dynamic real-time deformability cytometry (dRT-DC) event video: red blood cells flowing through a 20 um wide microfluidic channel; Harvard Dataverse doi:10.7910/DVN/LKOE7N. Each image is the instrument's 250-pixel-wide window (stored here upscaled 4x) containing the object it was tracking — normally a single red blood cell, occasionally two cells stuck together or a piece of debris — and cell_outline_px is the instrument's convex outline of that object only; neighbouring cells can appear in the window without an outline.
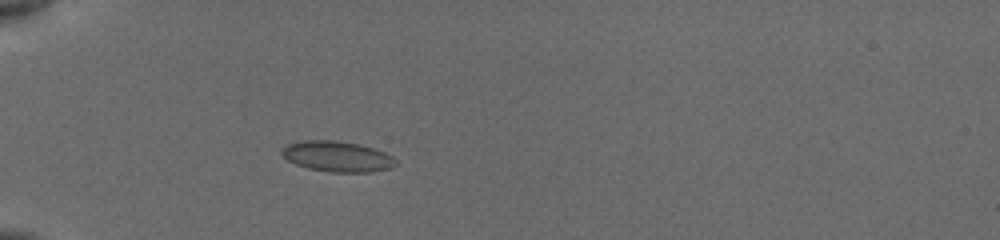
{"species": "common noctule bat (a hibernating species)", "species_latin": "Nyctalus noctula", "temperature_condition": "cold", "stored_images_in_passage": 5, "camera_frame_rate_fps": 3000, "um_per_image_px": 0.085, "animal": {"sex": "female", "body_mass_g": 19.5, "forearm_length_mm": 54.1}, "frame": {"image": 1, "passage_image": 5, "time_ms": 4.0, "image_size_px": [1000, 240], "cell_outline_px": [[396, 164], [392, 168], [372, 172], [332, 172], [308, 168], [296, 164], [288, 160], [280, 152], [280, 148], [288, 144], [304, 140], [332, 140], [356, 144], [372, 148], [384, 152], [392, 156], [396, 160]], "centroid_in_image_um": [28.66, 13.3], "position_along_channel_um": 56.3, "area_um2": 20.17}}